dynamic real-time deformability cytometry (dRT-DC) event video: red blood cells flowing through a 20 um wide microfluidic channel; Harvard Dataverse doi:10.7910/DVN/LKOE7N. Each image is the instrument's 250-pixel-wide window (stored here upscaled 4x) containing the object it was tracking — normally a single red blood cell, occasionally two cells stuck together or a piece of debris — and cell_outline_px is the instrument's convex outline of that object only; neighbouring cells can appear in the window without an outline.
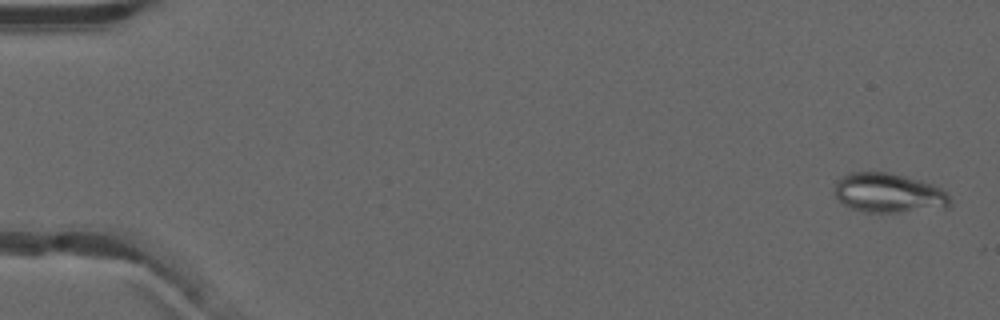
{"species": "common noctule bat (a hibernating species)", "species_latin": "Nyctalus noctula", "temperature_condition": "warm", "stored_images_in_passage": 52, "camera_frame_rate_fps": 3000, "um_per_image_px": 0.085, "animal": {"sex": "male", "forearm_length_mm": 52.5}, "frame": {"image": 1, "passage_image": 2, "time_ms": 0.333, "image_size_px": [1000, 320], "cell_outline_px": [[952, 208], [900, 212], [864, 212], [852, 208], [844, 204], [836, 196], [836, 180], [848, 172], [888, 172], [920, 180], [932, 184], [940, 188], [948, 196], [952, 204]], "centroid_in_image_um": [75.57, 16.41], "position_along_channel_um": 9.4, "area_um2": 26.65}}
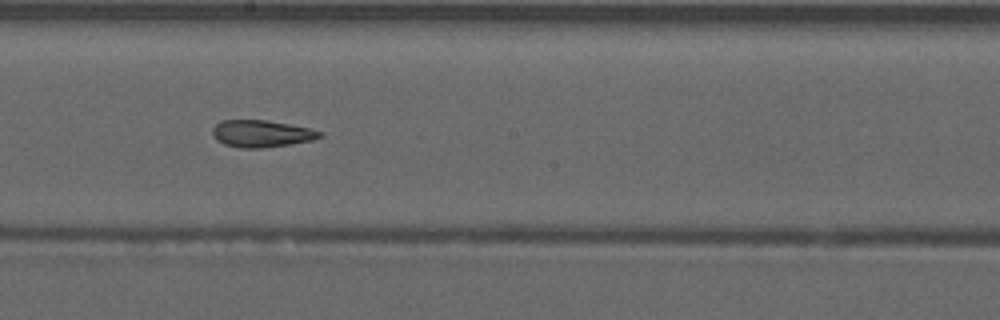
{"frame": {"image": 2, "passage_image": 30, "time_ms": 9.667, "image_size_px": [1000, 320], "cell_outline_px": [[324, 136], [312, 140], [288, 144], [260, 148], [240, 148], [224, 144], [216, 140], [212, 132], [212, 128], [220, 120], [264, 120], [288, 124], [308, 128], [320, 132]], "centroid_in_image_um": [22.17, 11.36], "position_along_channel_um": 226.0, "area_um2": 16.7}}
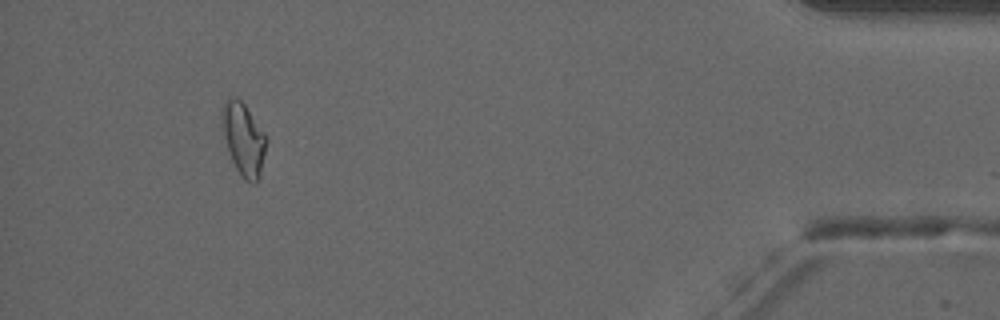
{"frame": {"image": 3, "passage_image": 49, "time_ms": 16.0, "image_size_px": [1000, 320], "cell_outline_px": [[264, 152], [260, 176], [256, 184], [252, 184], [244, 180], [236, 168], [232, 160], [220, 124], [220, 112], [224, 100], [228, 96], [236, 96], [244, 104], [264, 132]], "centroid_in_image_um": [20.64, 11.78], "position_along_channel_um": 414.6, "area_um2": 18.61}, "authors_computed_cell_mechanics": {"area_um2": 17.7157, "velocity_mm_per_s": 3.9556, "shape_relaxation_time_tau1_ms": null, "shape_relaxation_time_tau2_ms": 1.8757, "deformation_change_tau1": null, "deformation_change_tau2": 0.1004}}